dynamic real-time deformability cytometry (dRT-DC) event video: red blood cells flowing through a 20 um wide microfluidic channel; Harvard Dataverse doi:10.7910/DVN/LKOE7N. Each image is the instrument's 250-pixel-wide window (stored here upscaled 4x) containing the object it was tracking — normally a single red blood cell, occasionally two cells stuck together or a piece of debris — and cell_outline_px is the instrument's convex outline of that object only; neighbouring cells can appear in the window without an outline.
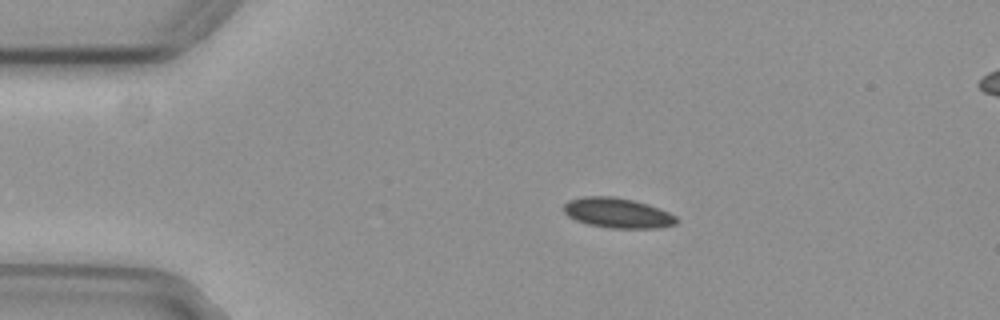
{"species": "common noctule bat (a hibernating species)", "species_latin": "Nyctalus noctula", "temperature_condition": "cold", "stored_images_in_passage": 55, "camera_frame_rate_fps": 3000, "um_per_image_px": 0.085, "animal": {"sex": "female", "body_mass_g": 29.2, "forearm_length_mm": 56.3}, "frame": {"image": 1, "passage_image": 11, "time_ms": 3.333, "image_size_px": [1000, 320], "cell_outline_px": [[680, 220], [676, 224], [660, 228], [612, 228], [588, 224], [576, 220], [568, 216], [564, 212], [564, 204], [568, 200], [584, 196], [612, 196], [632, 200], [648, 204], [660, 208], [676, 216]], "centroid_in_image_um": [52.52, 18.1], "position_along_channel_um": 32.5, "area_um2": 19.83}}
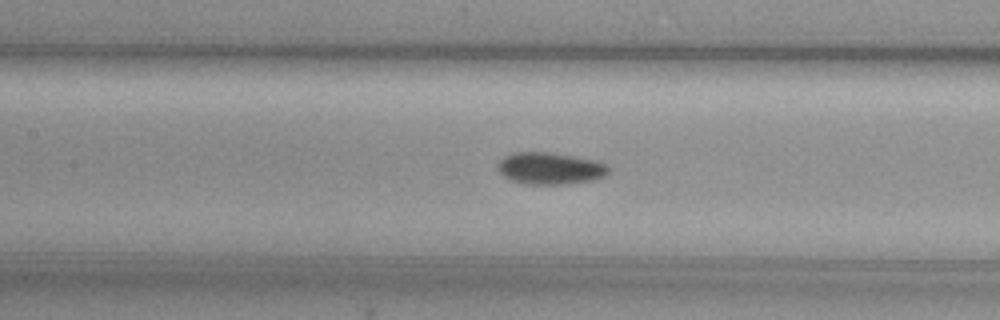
{"frame": {"image": 2, "passage_image": 25, "time_ms": 8.0, "image_size_px": [1000, 320], "cell_outline_px": [[612, 168], [604, 176], [596, 180], [568, 184], [524, 184], [512, 180], [504, 176], [496, 168], [496, 164], [504, 156], [516, 152], [548, 152], [600, 160], [608, 164]], "centroid_in_image_um": [46.81, 14.31], "position_along_channel_um": 160.6, "area_um2": 21.04}}
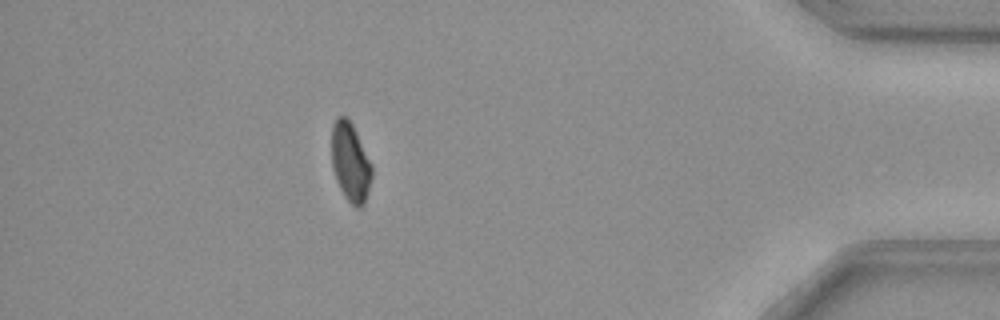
{"frame": {"image": 3, "passage_image": 49, "time_ms": 16.0, "image_size_px": [1000, 320], "cell_outline_px": [[372, 176], [364, 204], [360, 208], [356, 208], [344, 196], [336, 180], [332, 168], [332, 124], [336, 116], [344, 116], [352, 124], [372, 164]], "centroid_in_image_um": [29.78, 13.79], "position_along_channel_um": 405.4, "area_um2": 18.44}, "authors_computed_cell_mechanics": {"area_um2": 19.652, "velocity_mm_per_s": 3.7166, "shape_relaxation_time_tau1_ms": 6.5238, "shape_relaxation_time_tau2_ms": null, "deformation_change_tau1": 0.0902, "deformation_change_tau2": null}}